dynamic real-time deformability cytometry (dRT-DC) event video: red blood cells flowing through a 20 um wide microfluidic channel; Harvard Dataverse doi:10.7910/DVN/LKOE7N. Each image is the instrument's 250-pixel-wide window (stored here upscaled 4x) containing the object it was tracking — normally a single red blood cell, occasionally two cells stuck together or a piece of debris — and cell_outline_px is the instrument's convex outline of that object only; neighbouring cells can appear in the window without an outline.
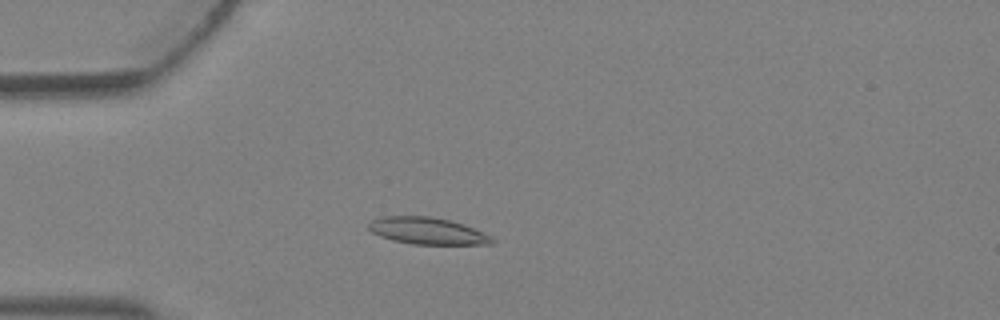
{"species": "Egyptian fruit bat (a non-hibernating species)", "species_latin": "Rousettus aegyptiacus", "temperature_condition": "warm", "stored_images_in_passage": 3, "camera_frame_rate_fps": 3000, "um_per_image_px": 0.085, "animal": {"sex": "female"}, "frame": {"image": 1, "passage_image": 3, "time_ms": 0.667, "image_size_px": [1000, 320], "cell_outline_px": [[496, 240], [492, 244], [412, 244], [392, 240], [380, 236], [372, 232], [368, 228], [368, 224], [372, 220], [384, 216], [432, 216], [452, 220], [464, 224]], "centroid_in_image_um": [36.29, 19.62], "position_along_channel_um": 48.7, "area_um2": 19.19}}